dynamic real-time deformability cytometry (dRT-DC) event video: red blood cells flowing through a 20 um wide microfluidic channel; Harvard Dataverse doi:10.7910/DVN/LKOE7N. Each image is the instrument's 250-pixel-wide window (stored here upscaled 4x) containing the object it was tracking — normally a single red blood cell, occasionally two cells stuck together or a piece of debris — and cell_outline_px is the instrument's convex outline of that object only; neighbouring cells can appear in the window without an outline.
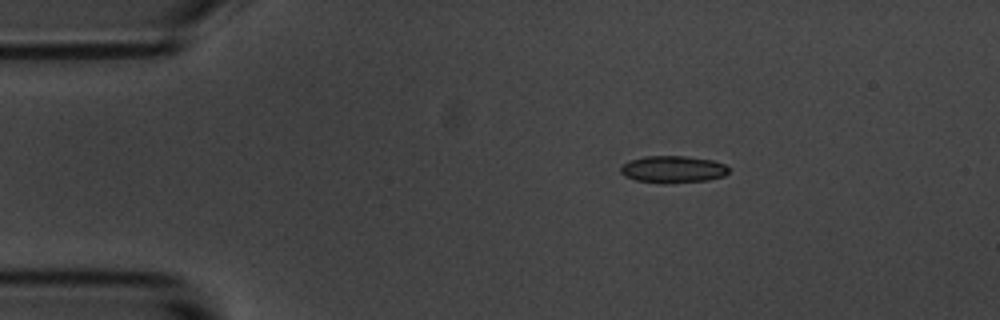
{"species": "common noctule bat (a hibernating species)", "species_latin": "Nyctalus noctula", "temperature_condition": "room temperature", "stored_images_in_passage": 47, "camera_frame_rate_fps": 3000, "um_per_image_px": 0.085, "animal": {"sex": "male", "body_mass_g": 20.1, "forearm_length_mm": 53.5}, "frame": {"image": 1, "passage_image": 1, "time_ms": 0.0, "image_size_px": [1000, 320], "cell_outline_px": [[728, 172], [724, 176], [708, 180], [664, 184], [636, 180], [624, 176], [620, 172], [620, 164], [628, 160], [644, 156], [684, 156], [712, 160], [724, 164], [728, 168]], "centroid_in_image_um": [57.14, 14.39], "position_along_channel_um": 27.9, "area_um2": 17.22}}
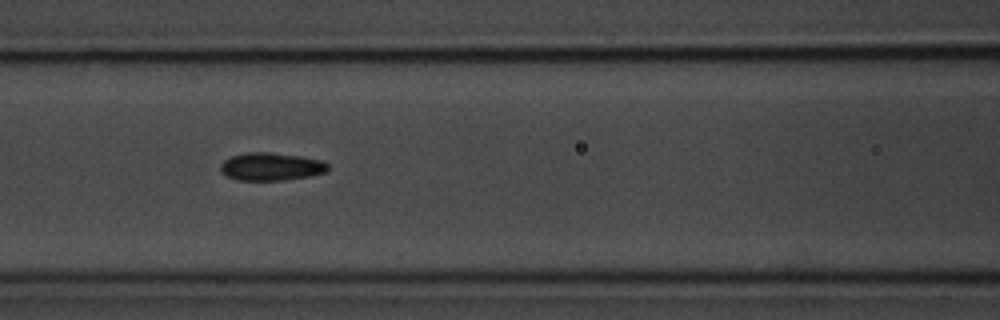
{"frame": {"image": 2, "passage_image": 15, "time_ms": 4.667, "image_size_px": [1000, 320], "cell_outline_px": [[328, 172], [308, 176], [284, 180], [236, 180], [220, 172], [220, 164], [224, 160], [232, 156], [244, 152], [268, 152], [300, 156], [320, 160], [328, 164]], "centroid_in_image_um": [23.02, 14.16], "position_along_channel_um": 143.6, "area_um2": 17.46}}
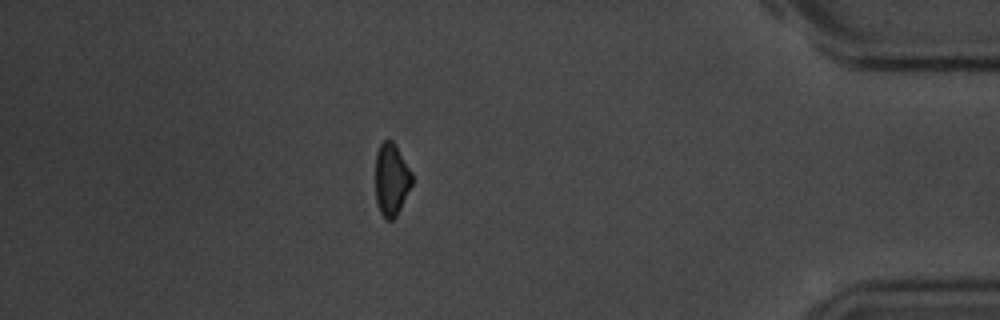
{"frame": {"image": 3, "passage_image": 40, "time_ms": 13.0, "image_size_px": [1000, 320], "cell_outline_px": [[412, 184], [396, 216], [392, 220], [384, 220], [380, 212], [376, 200], [376, 152], [380, 144], [384, 140], [392, 140], [396, 144], [412, 172]], "centroid_in_image_um": [33.27, 15.24], "position_along_channel_um": 401.9, "area_um2": 15.49}, "authors_computed_cell_mechanics": {"area_um2": 16.762, "velocity_mm_per_s": 3.6125, "shape_relaxation_time_tau1_ms": 2.2155, "shape_relaxation_time_tau2_ms": 4.3137, "deformation_change_tau1": 0.0881, "deformation_change_tau2": 0.0791}}